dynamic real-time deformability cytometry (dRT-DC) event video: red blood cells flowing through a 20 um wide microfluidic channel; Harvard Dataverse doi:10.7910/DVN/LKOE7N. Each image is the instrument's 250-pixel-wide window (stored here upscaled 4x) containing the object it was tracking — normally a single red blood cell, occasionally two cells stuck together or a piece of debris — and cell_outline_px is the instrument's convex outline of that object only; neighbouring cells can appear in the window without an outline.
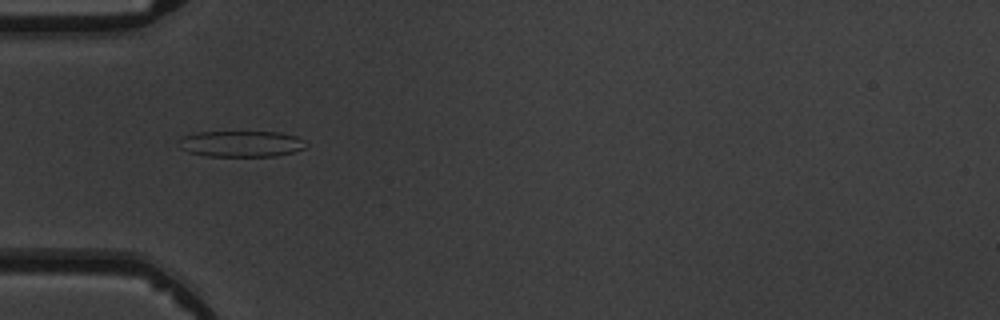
{"species": "common noctule bat (a hibernating species)", "species_latin": "Nyctalus noctula", "temperature_condition": "warm", "stored_images_in_passage": 6, "camera_frame_rate_fps": 3000, "um_per_image_px": 0.085, "animal": {"sex": "male", "body_mass_g": 19.5, "forearm_length_mm": 54.6}, "frame": {"image": 1, "passage_image": 5, "time_ms": 4.333, "image_size_px": [1000, 320], "cell_outline_px": [[308, 144], [304, 148], [292, 152], [276, 156], [204, 156], [188, 152], [180, 148], [176, 144], [184, 136], [196, 132], [280, 132], [296, 136], [308, 140]], "centroid_in_image_um": [20.51, 12.22], "position_along_channel_um": 64.5, "area_um2": 19.59}}